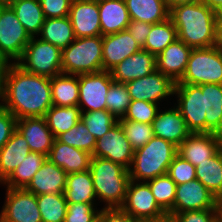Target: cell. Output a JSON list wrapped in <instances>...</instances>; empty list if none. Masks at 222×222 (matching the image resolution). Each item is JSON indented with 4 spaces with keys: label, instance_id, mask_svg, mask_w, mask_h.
<instances>
[{
    "label": "cell",
    "instance_id": "obj_29",
    "mask_svg": "<svg viewBox=\"0 0 222 222\" xmlns=\"http://www.w3.org/2000/svg\"><path fill=\"white\" fill-rule=\"evenodd\" d=\"M204 95L205 133L218 134L222 127V84L198 85Z\"/></svg>",
    "mask_w": 222,
    "mask_h": 222
},
{
    "label": "cell",
    "instance_id": "obj_46",
    "mask_svg": "<svg viewBox=\"0 0 222 222\" xmlns=\"http://www.w3.org/2000/svg\"><path fill=\"white\" fill-rule=\"evenodd\" d=\"M45 18H60L69 15L72 0H39Z\"/></svg>",
    "mask_w": 222,
    "mask_h": 222
},
{
    "label": "cell",
    "instance_id": "obj_34",
    "mask_svg": "<svg viewBox=\"0 0 222 222\" xmlns=\"http://www.w3.org/2000/svg\"><path fill=\"white\" fill-rule=\"evenodd\" d=\"M81 109L78 106L52 105L44 116L47 125L56 138L63 132L70 130L81 120Z\"/></svg>",
    "mask_w": 222,
    "mask_h": 222
},
{
    "label": "cell",
    "instance_id": "obj_61",
    "mask_svg": "<svg viewBox=\"0 0 222 222\" xmlns=\"http://www.w3.org/2000/svg\"><path fill=\"white\" fill-rule=\"evenodd\" d=\"M8 0H0V5L7 4Z\"/></svg>",
    "mask_w": 222,
    "mask_h": 222
},
{
    "label": "cell",
    "instance_id": "obj_5",
    "mask_svg": "<svg viewBox=\"0 0 222 222\" xmlns=\"http://www.w3.org/2000/svg\"><path fill=\"white\" fill-rule=\"evenodd\" d=\"M102 35L75 38L62 49V73L80 75L103 71Z\"/></svg>",
    "mask_w": 222,
    "mask_h": 222
},
{
    "label": "cell",
    "instance_id": "obj_38",
    "mask_svg": "<svg viewBox=\"0 0 222 222\" xmlns=\"http://www.w3.org/2000/svg\"><path fill=\"white\" fill-rule=\"evenodd\" d=\"M147 183L157 204L169 213L174 207L176 183L167 174L151 179Z\"/></svg>",
    "mask_w": 222,
    "mask_h": 222
},
{
    "label": "cell",
    "instance_id": "obj_13",
    "mask_svg": "<svg viewBox=\"0 0 222 222\" xmlns=\"http://www.w3.org/2000/svg\"><path fill=\"white\" fill-rule=\"evenodd\" d=\"M133 155L134 149L118 122L106 134L96 140L92 156L111 160L129 169L133 161Z\"/></svg>",
    "mask_w": 222,
    "mask_h": 222
},
{
    "label": "cell",
    "instance_id": "obj_19",
    "mask_svg": "<svg viewBox=\"0 0 222 222\" xmlns=\"http://www.w3.org/2000/svg\"><path fill=\"white\" fill-rule=\"evenodd\" d=\"M219 150V136L215 133H191L179 146L178 155L193 166L210 159Z\"/></svg>",
    "mask_w": 222,
    "mask_h": 222
},
{
    "label": "cell",
    "instance_id": "obj_4",
    "mask_svg": "<svg viewBox=\"0 0 222 222\" xmlns=\"http://www.w3.org/2000/svg\"><path fill=\"white\" fill-rule=\"evenodd\" d=\"M178 147L162 138L153 137L143 147L134 150L133 161L129 168L130 179L147 182L167 174Z\"/></svg>",
    "mask_w": 222,
    "mask_h": 222
},
{
    "label": "cell",
    "instance_id": "obj_26",
    "mask_svg": "<svg viewBox=\"0 0 222 222\" xmlns=\"http://www.w3.org/2000/svg\"><path fill=\"white\" fill-rule=\"evenodd\" d=\"M102 36L125 30L131 21L124 0H99Z\"/></svg>",
    "mask_w": 222,
    "mask_h": 222
},
{
    "label": "cell",
    "instance_id": "obj_59",
    "mask_svg": "<svg viewBox=\"0 0 222 222\" xmlns=\"http://www.w3.org/2000/svg\"><path fill=\"white\" fill-rule=\"evenodd\" d=\"M135 222H156V220H135Z\"/></svg>",
    "mask_w": 222,
    "mask_h": 222
},
{
    "label": "cell",
    "instance_id": "obj_39",
    "mask_svg": "<svg viewBox=\"0 0 222 222\" xmlns=\"http://www.w3.org/2000/svg\"><path fill=\"white\" fill-rule=\"evenodd\" d=\"M56 139L64 144L86 151L92 155L96 145L95 137L89 132L82 120L70 130L58 135Z\"/></svg>",
    "mask_w": 222,
    "mask_h": 222
},
{
    "label": "cell",
    "instance_id": "obj_6",
    "mask_svg": "<svg viewBox=\"0 0 222 222\" xmlns=\"http://www.w3.org/2000/svg\"><path fill=\"white\" fill-rule=\"evenodd\" d=\"M177 83L222 84V48L219 45L193 48L186 70Z\"/></svg>",
    "mask_w": 222,
    "mask_h": 222
},
{
    "label": "cell",
    "instance_id": "obj_25",
    "mask_svg": "<svg viewBox=\"0 0 222 222\" xmlns=\"http://www.w3.org/2000/svg\"><path fill=\"white\" fill-rule=\"evenodd\" d=\"M31 152L28 142L16 129L0 149V183L2 184L20 166Z\"/></svg>",
    "mask_w": 222,
    "mask_h": 222
},
{
    "label": "cell",
    "instance_id": "obj_55",
    "mask_svg": "<svg viewBox=\"0 0 222 222\" xmlns=\"http://www.w3.org/2000/svg\"><path fill=\"white\" fill-rule=\"evenodd\" d=\"M219 46L222 48V13L219 14Z\"/></svg>",
    "mask_w": 222,
    "mask_h": 222
},
{
    "label": "cell",
    "instance_id": "obj_12",
    "mask_svg": "<svg viewBox=\"0 0 222 222\" xmlns=\"http://www.w3.org/2000/svg\"><path fill=\"white\" fill-rule=\"evenodd\" d=\"M113 82L109 71L80 74L78 107L81 112L107 109L105 100Z\"/></svg>",
    "mask_w": 222,
    "mask_h": 222
},
{
    "label": "cell",
    "instance_id": "obj_2",
    "mask_svg": "<svg viewBox=\"0 0 222 222\" xmlns=\"http://www.w3.org/2000/svg\"><path fill=\"white\" fill-rule=\"evenodd\" d=\"M169 18L177 39L192 48L219 45V14L202 1L179 4L170 8Z\"/></svg>",
    "mask_w": 222,
    "mask_h": 222
},
{
    "label": "cell",
    "instance_id": "obj_10",
    "mask_svg": "<svg viewBox=\"0 0 222 222\" xmlns=\"http://www.w3.org/2000/svg\"><path fill=\"white\" fill-rule=\"evenodd\" d=\"M174 94L177 95L178 108L192 133H205L204 95L198 85L176 83Z\"/></svg>",
    "mask_w": 222,
    "mask_h": 222
},
{
    "label": "cell",
    "instance_id": "obj_44",
    "mask_svg": "<svg viewBox=\"0 0 222 222\" xmlns=\"http://www.w3.org/2000/svg\"><path fill=\"white\" fill-rule=\"evenodd\" d=\"M167 175L176 183V185H179L195 180L196 170L195 166L177 154L168 167Z\"/></svg>",
    "mask_w": 222,
    "mask_h": 222
},
{
    "label": "cell",
    "instance_id": "obj_23",
    "mask_svg": "<svg viewBox=\"0 0 222 222\" xmlns=\"http://www.w3.org/2000/svg\"><path fill=\"white\" fill-rule=\"evenodd\" d=\"M66 180L67 173L46 158L25 189L36 196L40 194H64Z\"/></svg>",
    "mask_w": 222,
    "mask_h": 222
},
{
    "label": "cell",
    "instance_id": "obj_35",
    "mask_svg": "<svg viewBox=\"0 0 222 222\" xmlns=\"http://www.w3.org/2000/svg\"><path fill=\"white\" fill-rule=\"evenodd\" d=\"M47 156L38 152H30L14 172L2 183L7 188H26L33 176L39 171Z\"/></svg>",
    "mask_w": 222,
    "mask_h": 222
},
{
    "label": "cell",
    "instance_id": "obj_24",
    "mask_svg": "<svg viewBox=\"0 0 222 222\" xmlns=\"http://www.w3.org/2000/svg\"><path fill=\"white\" fill-rule=\"evenodd\" d=\"M47 159L70 174L89 170L92 154L64 144L55 138Z\"/></svg>",
    "mask_w": 222,
    "mask_h": 222
},
{
    "label": "cell",
    "instance_id": "obj_36",
    "mask_svg": "<svg viewBox=\"0 0 222 222\" xmlns=\"http://www.w3.org/2000/svg\"><path fill=\"white\" fill-rule=\"evenodd\" d=\"M177 39V30L170 18L152 24L146 43L142 49L154 56H158L169 44Z\"/></svg>",
    "mask_w": 222,
    "mask_h": 222
},
{
    "label": "cell",
    "instance_id": "obj_56",
    "mask_svg": "<svg viewBox=\"0 0 222 222\" xmlns=\"http://www.w3.org/2000/svg\"><path fill=\"white\" fill-rule=\"evenodd\" d=\"M217 209H222V193L217 198Z\"/></svg>",
    "mask_w": 222,
    "mask_h": 222
},
{
    "label": "cell",
    "instance_id": "obj_42",
    "mask_svg": "<svg viewBox=\"0 0 222 222\" xmlns=\"http://www.w3.org/2000/svg\"><path fill=\"white\" fill-rule=\"evenodd\" d=\"M118 122L121 124L126 138L134 150L143 147L154 137L152 124L124 120L123 118L118 119Z\"/></svg>",
    "mask_w": 222,
    "mask_h": 222
},
{
    "label": "cell",
    "instance_id": "obj_27",
    "mask_svg": "<svg viewBox=\"0 0 222 222\" xmlns=\"http://www.w3.org/2000/svg\"><path fill=\"white\" fill-rule=\"evenodd\" d=\"M131 20L149 24L169 18L170 9L165 0H124Z\"/></svg>",
    "mask_w": 222,
    "mask_h": 222
},
{
    "label": "cell",
    "instance_id": "obj_31",
    "mask_svg": "<svg viewBox=\"0 0 222 222\" xmlns=\"http://www.w3.org/2000/svg\"><path fill=\"white\" fill-rule=\"evenodd\" d=\"M54 106H78L79 75L59 74L50 78Z\"/></svg>",
    "mask_w": 222,
    "mask_h": 222
},
{
    "label": "cell",
    "instance_id": "obj_47",
    "mask_svg": "<svg viewBox=\"0 0 222 222\" xmlns=\"http://www.w3.org/2000/svg\"><path fill=\"white\" fill-rule=\"evenodd\" d=\"M177 222H217V209L184 211L170 214Z\"/></svg>",
    "mask_w": 222,
    "mask_h": 222
},
{
    "label": "cell",
    "instance_id": "obj_48",
    "mask_svg": "<svg viewBox=\"0 0 222 222\" xmlns=\"http://www.w3.org/2000/svg\"><path fill=\"white\" fill-rule=\"evenodd\" d=\"M17 118L0 105V149L9 141L16 130Z\"/></svg>",
    "mask_w": 222,
    "mask_h": 222
},
{
    "label": "cell",
    "instance_id": "obj_1",
    "mask_svg": "<svg viewBox=\"0 0 222 222\" xmlns=\"http://www.w3.org/2000/svg\"><path fill=\"white\" fill-rule=\"evenodd\" d=\"M0 105L16 118L44 117L53 105L50 78L9 63L0 90Z\"/></svg>",
    "mask_w": 222,
    "mask_h": 222
},
{
    "label": "cell",
    "instance_id": "obj_49",
    "mask_svg": "<svg viewBox=\"0 0 222 222\" xmlns=\"http://www.w3.org/2000/svg\"><path fill=\"white\" fill-rule=\"evenodd\" d=\"M151 26L152 24L149 23L131 20L126 29L133 39L137 41L141 47H143L146 43L148 34L151 31Z\"/></svg>",
    "mask_w": 222,
    "mask_h": 222
},
{
    "label": "cell",
    "instance_id": "obj_51",
    "mask_svg": "<svg viewBox=\"0 0 222 222\" xmlns=\"http://www.w3.org/2000/svg\"><path fill=\"white\" fill-rule=\"evenodd\" d=\"M217 14L222 13V0H201Z\"/></svg>",
    "mask_w": 222,
    "mask_h": 222
},
{
    "label": "cell",
    "instance_id": "obj_32",
    "mask_svg": "<svg viewBox=\"0 0 222 222\" xmlns=\"http://www.w3.org/2000/svg\"><path fill=\"white\" fill-rule=\"evenodd\" d=\"M40 39L55 45L61 50L75 40L69 17L45 18L40 32Z\"/></svg>",
    "mask_w": 222,
    "mask_h": 222
},
{
    "label": "cell",
    "instance_id": "obj_14",
    "mask_svg": "<svg viewBox=\"0 0 222 222\" xmlns=\"http://www.w3.org/2000/svg\"><path fill=\"white\" fill-rule=\"evenodd\" d=\"M175 82L158 70L151 74L126 83L131 100L159 103L174 95Z\"/></svg>",
    "mask_w": 222,
    "mask_h": 222
},
{
    "label": "cell",
    "instance_id": "obj_62",
    "mask_svg": "<svg viewBox=\"0 0 222 222\" xmlns=\"http://www.w3.org/2000/svg\"><path fill=\"white\" fill-rule=\"evenodd\" d=\"M217 135H222V127H221L220 132Z\"/></svg>",
    "mask_w": 222,
    "mask_h": 222
},
{
    "label": "cell",
    "instance_id": "obj_16",
    "mask_svg": "<svg viewBox=\"0 0 222 222\" xmlns=\"http://www.w3.org/2000/svg\"><path fill=\"white\" fill-rule=\"evenodd\" d=\"M102 63L103 71H111L125 58L142 49L133 39L127 29L118 33L102 36Z\"/></svg>",
    "mask_w": 222,
    "mask_h": 222
},
{
    "label": "cell",
    "instance_id": "obj_60",
    "mask_svg": "<svg viewBox=\"0 0 222 222\" xmlns=\"http://www.w3.org/2000/svg\"><path fill=\"white\" fill-rule=\"evenodd\" d=\"M74 1H89V2H98L99 0H74Z\"/></svg>",
    "mask_w": 222,
    "mask_h": 222
},
{
    "label": "cell",
    "instance_id": "obj_37",
    "mask_svg": "<svg viewBox=\"0 0 222 222\" xmlns=\"http://www.w3.org/2000/svg\"><path fill=\"white\" fill-rule=\"evenodd\" d=\"M37 204L42 222H64L68 204L64 194H40Z\"/></svg>",
    "mask_w": 222,
    "mask_h": 222
},
{
    "label": "cell",
    "instance_id": "obj_57",
    "mask_svg": "<svg viewBox=\"0 0 222 222\" xmlns=\"http://www.w3.org/2000/svg\"><path fill=\"white\" fill-rule=\"evenodd\" d=\"M217 222H222V209H217Z\"/></svg>",
    "mask_w": 222,
    "mask_h": 222
},
{
    "label": "cell",
    "instance_id": "obj_50",
    "mask_svg": "<svg viewBox=\"0 0 222 222\" xmlns=\"http://www.w3.org/2000/svg\"><path fill=\"white\" fill-rule=\"evenodd\" d=\"M100 222H135L129 214L121 208L103 207L99 213Z\"/></svg>",
    "mask_w": 222,
    "mask_h": 222
},
{
    "label": "cell",
    "instance_id": "obj_11",
    "mask_svg": "<svg viewBox=\"0 0 222 222\" xmlns=\"http://www.w3.org/2000/svg\"><path fill=\"white\" fill-rule=\"evenodd\" d=\"M0 222H42L37 196L24 188H6Z\"/></svg>",
    "mask_w": 222,
    "mask_h": 222
},
{
    "label": "cell",
    "instance_id": "obj_22",
    "mask_svg": "<svg viewBox=\"0 0 222 222\" xmlns=\"http://www.w3.org/2000/svg\"><path fill=\"white\" fill-rule=\"evenodd\" d=\"M192 47L176 39L156 56L157 70L177 83L183 76Z\"/></svg>",
    "mask_w": 222,
    "mask_h": 222
},
{
    "label": "cell",
    "instance_id": "obj_21",
    "mask_svg": "<svg viewBox=\"0 0 222 222\" xmlns=\"http://www.w3.org/2000/svg\"><path fill=\"white\" fill-rule=\"evenodd\" d=\"M151 124L155 137L167 140L177 147L192 133L175 106L165 111L158 110Z\"/></svg>",
    "mask_w": 222,
    "mask_h": 222
},
{
    "label": "cell",
    "instance_id": "obj_7",
    "mask_svg": "<svg viewBox=\"0 0 222 222\" xmlns=\"http://www.w3.org/2000/svg\"><path fill=\"white\" fill-rule=\"evenodd\" d=\"M61 55L60 48L32 37L16 64L29 73L52 78L62 73Z\"/></svg>",
    "mask_w": 222,
    "mask_h": 222
},
{
    "label": "cell",
    "instance_id": "obj_43",
    "mask_svg": "<svg viewBox=\"0 0 222 222\" xmlns=\"http://www.w3.org/2000/svg\"><path fill=\"white\" fill-rule=\"evenodd\" d=\"M158 108V104L156 103L142 100H131L123 119L151 124L155 119L158 110H160Z\"/></svg>",
    "mask_w": 222,
    "mask_h": 222
},
{
    "label": "cell",
    "instance_id": "obj_30",
    "mask_svg": "<svg viewBox=\"0 0 222 222\" xmlns=\"http://www.w3.org/2000/svg\"><path fill=\"white\" fill-rule=\"evenodd\" d=\"M8 4L31 37L40 35L45 17L39 0H8Z\"/></svg>",
    "mask_w": 222,
    "mask_h": 222
},
{
    "label": "cell",
    "instance_id": "obj_58",
    "mask_svg": "<svg viewBox=\"0 0 222 222\" xmlns=\"http://www.w3.org/2000/svg\"><path fill=\"white\" fill-rule=\"evenodd\" d=\"M219 136V149L222 152V135H218Z\"/></svg>",
    "mask_w": 222,
    "mask_h": 222
},
{
    "label": "cell",
    "instance_id": "obj_41",
    "mask_svg": "<svg viewBox=\"0 0 222 222\" xmlns=\"http://www.w3.org/2000/svg\"><path fill=\"white\" fill-rule=\"evenodd\" d=\"M107 110L117 119L123 118L126 114L131 98L124 83L113 82L106 96Z\"/></svg>",
    "mask_w": 222,
    "mask_h": 222
},
{
    "label": "cell",
    "instance_id": "obj_20",
    "mask_svg": "<svg viewBox=\"0 0 222 222\" xmlns=\"http://www.w3.org/2000/svg\"><path fill=\"white\" fill-rule=\"evenodd\" d=\"M16 129L28 142L31 152L49 155L55 137L45 117H25L17 120Z\"/></svg>",
    "mask_w": 222,
    "mask_h": 222
},
{
    "label": "cell",
    "instance_id": "obj_28",
    "mask_svg": "<svg viewBox=\"0 0 222 222\" xmlns=\"http://www.w3.org/2000/svg\"><path fill=\"white\" fill-rule=\"evenodd\" d=\"M64 196L68 204H94L98 199L90 170L67 174Z\"/></svg>",
    "mask_w": 222,
    "mask_h": 222
},
{
    "label": "cell",
    "instance_id": "obj_15",
    "mask_svg": "<svg viewBox=\"0 0 222 222\" xmlns=\"http://www.w3.org/2000/svg\"><path fill=\"white\" fill-rule=\"evenodd\" d=\"M206 209H217V199L195 179L176 186L174 207L168 214Z\"/></svg>",
    "mask_w": 222,
    "mask_h": 222
},
{
    "label": "cell",
    "instance_id": "obj_9",
    "mask_svg": "<svg viewBox=\"0 0 222 222\" xmlns=\"http://www.w3.org/2000/svg\"><path fill=\"white\" fill-rule=\"evenodd\" d=\"M135 220H156L167 213L157 204L147 182L131 180L120 207Z\"/></svg>",
    "mask_w": 222,
    "mask_h": 222
},
{
    "label": "cell",
    "instance_id": "obj_53",
    "mask_svg": "<svg viewBox=\"0 0 222 222\" xmlns=\"http://www.w3.org/2000/svg\"><path fill=\"white\" fill-rule=\"evenodd\" d=\"M167 2V5L169 9L173 6L179 5V4H186V3H194L201 0H165Z\"/></svg>",
    "mask_w": 222,
    "mask_h": 222
},
{
    "label": "cell",
    "instance_id": "obj_17",
    "mask_svg": "<svg viewBox=\"0 0 222 222\" xmlns=\"http://www.w3.org/2000/svg\"><path fill=\"white\" fill-rule=\"evenodd\" d=\"M68 17L75 38L102 35L98 2L72 0Z\"/></svg>",
    "mask_w": 222,
    "mask_h": 222
},
{
    "label": "cell",
    "instance_id": "obj_40",
    "mask_svg": "<svg viewBox=\"0 0 222 222\" xmlns=\"http://www.w3.org/2000/svg\"><path fill=\"white\" fill-rule=\"evenodd\" d=\"M81 120L96 140L118 123V119L107 109L82 112Z\"/></svg>",
    "mask_w": 222,
    "mask_h": 222
},
{
    "label": "cell",
    "instance_id": "obj_18",
    "mask_svg": "<svg viewBox=\"0 0 222 222\" xmlns=\"http://www.w3.org/2000/svg\"><path fill=\"white\" fill-rule=\"evenodd\" d=\"M155 70H157L156 56L141 49L125 58L110 72L114 82L126 84L129 81L145 77Z\"/></svg>",
    "mask_w": 222,
    "mask_h": 222
},
{
    "label": "cell",
    "instance_id": "obj_8",
    "mask_svg": "<svg viewBox=\"0 0 222 222\" xmlns=\"http://www.w3.org/2000/svg\"><path fill=\"white\" fill-rule=\"evenodd\" d=\"M31 38L12 7L8 3L0 5V55L8 63L11 59L16 63Z\"/></svg>",
    "mask_w": 222,
    "mask_h": 222
},
{
    "label": "cell",
    "instance_id": "obj_52",
    "mask_svg": "<svg viewBox=\"0 0 222 222\" xmlns=\"http://www.w3.org/2000/svg\"><path fill=\"white\" fill-rule=\"evenodd\" d=\"M8 64L9 63L0 55V90L4 81V75Z\"/></svg>",
    "mask_w": 222,
    "mask_h": 222
},
{
    "label": "cell",
    "instance_id": "obj_45",
    "mask_svg": "<svg viewBox=\"0 0 222 222\" xmlns=\"http://www.w3.org/2000/svg\"><path fill=\"white\" fill-rule=\"evenodd\" d=\"M94 207V204L86 203L67 204L64 222H94L100 213Z\"/></svg>",
    "mask_w": 222,
    "mask_h": 222
},
{
    "label": "cell",
    "instance_id": "obj_54",
    "mask_svg": "<svg viewBox=\"0 0 222 222\" xmlns=\"http://www.w3.org/2000/svg\"><path fill=\"white\" fill-rule=\"evenodd\" d=\"M156 222H177V221L172 215L167 213L163 217L157 218Z\"/></svg>",
    "mask_w": 222,
    "mask_h": 222
},
{
    "label": "cell",
    "instance_id": "obj_3",
    "mask_svg": "<svg viewBox=\"0 0 222 222\" xmlns=\"http://www.w3.org/2000/svg\"><path fill=\"white\" fill-rule=\"evenodd\" d=\"M89 170L97 198L106 202L105 208H120L130 181L129 169L111 160L92 156Z\"/></svg>",
    "mask_w": 222,
    "mask_h": 222
},
{
    "label": "cell",
    "instance_id": "obj_33",
    "mask_svg": "<svg viewBox=\"0 0 222 222\" xmlns=\"http://www.w3.org/2000/svg\"><path fill=\"white\" fill-rule=\"evenodd\" d=\"M198 179L217 199L222 193V152L220 149L208 160L195 167Z\"/></svg>",
    "mask_w": 222,
    "mask_h": 222
},
{
    "label": "cell",
    "instance_id": "obj_63",
    "mask_svg": "<svg viewBox=\"0 0 222 222\" xmlns=\"http://www.w3.org/2000/svg\"><path fill=\"white\" fill-rule=\"evenodd\" d=\"M94 222H100V219H99V217L94 221Z\"/></svg>",
    "mask_w": 222,
    "mask_h": 222
}]
</instances>
